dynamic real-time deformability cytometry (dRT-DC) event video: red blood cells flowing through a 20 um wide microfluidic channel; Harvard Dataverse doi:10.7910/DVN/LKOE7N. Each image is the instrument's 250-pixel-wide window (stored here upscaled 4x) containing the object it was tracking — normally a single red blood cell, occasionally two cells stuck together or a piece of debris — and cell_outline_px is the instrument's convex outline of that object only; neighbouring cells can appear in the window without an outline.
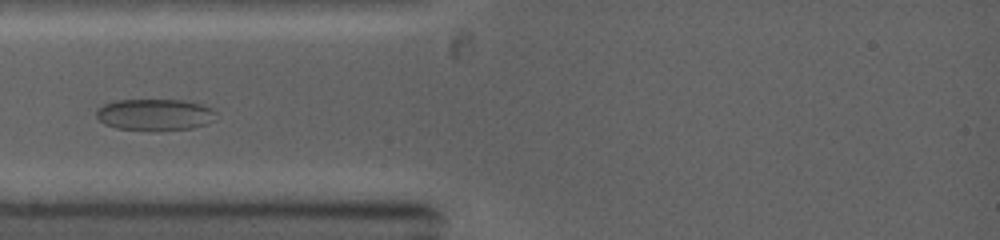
{"species": "common noctule bat (a hibernating species)", "species_latin": "Nyctalus noctula", "temperature_condition": "warm", "stored_images_in_passage": 47, "segment_of_instrument_passage": [1, 2], "camera_frame_rate_fps": 5000, "um_per_image_px": 0.085, "animal": {"sex": "female", "body_mass_g": 19.0, "forearm_length_mm": 53.3}, "frame": {"image": 1, "passage_image": 4, "time_ms": 1.0, "image_size_px": [1000, 240], "cell_outline_px": [[216, 120], [208, 124], [192, 128], [160, 132], [116, 128], [104, 124], [96, 116], [96, 108], [104, 104], [116, 100], [184, 100], [200, 104], [212, 108], [216, 112]], "centroid_in_image_um": [13.18, 9.77], "position_along_channel_um": 71.8, "area_um2": 22.6}}
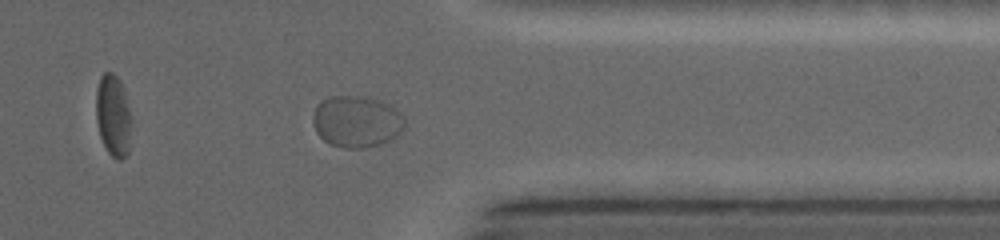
{"frame": {"image": 2, "passage_image": 31, "time_ms": 8.6, "image_size_px": [1000, 240], "cell_outline_px": [[404, 128], [392, 140], [380, 144], [364, 148], [344, 148], [332, 144], [324, 140], [316, 132], [312, 124], [312, 116], [316, 104], [320, 100], [328, 96], [368, 96], [392, 104], [400, 112], [404, 120]], "centroid_in_image_um": [30.3, 10.3], "position_along_channel_um": 381.1, "area_um2": 28.15}}
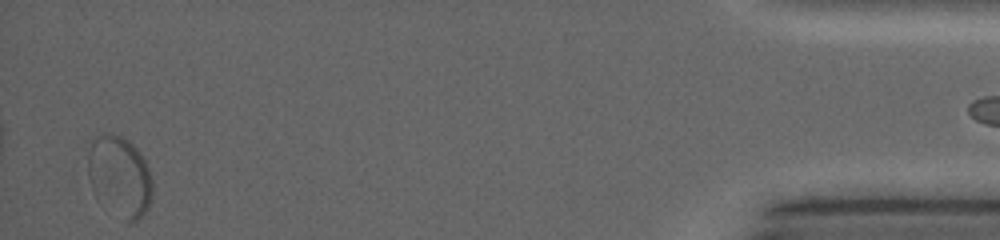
{"frame": {"image": 3, "passage_image": 45, "time_ms": 12.4, "image_size_px": [1000, 240], "cell_outline_px": [[152, 196], [148, 208], [136, 220], [128, 224], [120, 220], [92, 188], [88, 176], [88, 148], [92, 140], [100, 132], [112, 132], [128, 140], [132, 144], [144, 160], [152, 176]], "centroid_in_image_um": [10.17, 14.96], "position_along_channel_um": 425.0, "area_um2": 30.4}}